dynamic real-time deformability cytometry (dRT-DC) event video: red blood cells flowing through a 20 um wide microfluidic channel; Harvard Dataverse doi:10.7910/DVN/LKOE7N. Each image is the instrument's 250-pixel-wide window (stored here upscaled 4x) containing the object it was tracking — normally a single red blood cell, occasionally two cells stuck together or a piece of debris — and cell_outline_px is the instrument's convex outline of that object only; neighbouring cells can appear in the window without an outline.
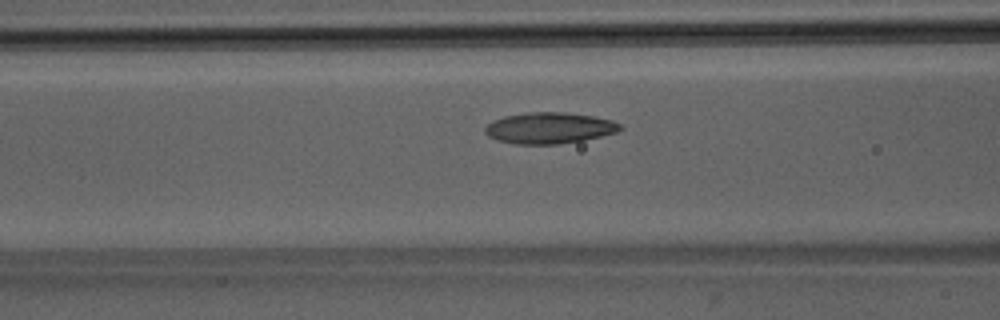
{"species": "Egyptian fruit bat (a non-hibernating species)", "species_latin": "Rousettus aegyptiacus", "temperature_condition": "room temperature", "stored_images_in_passage": 41, "camera_frame_rate_fps": 3000, "um_per_image_px": 0.085, "animal": {"sex": "male"}, "frame": {"image": 1, "passage_image": 11, "time_ms": 3.333, "image_size_px": [1000, 320], "cell_outline_px": [[624, 128], [616, 132], [600, 136], [580, 140], [556, 144], [516, 144], [496, 140], [488, 136], [484, 132], [484, 128], [492, 120], [504, 116], [528, 112], [564, 112], [592, 116], [612, 120], [620, 124]], "centroid_in_image_um": [46.65, 10.87], "position_along_channel_um": 119.9, "area_um2": 24.45}}
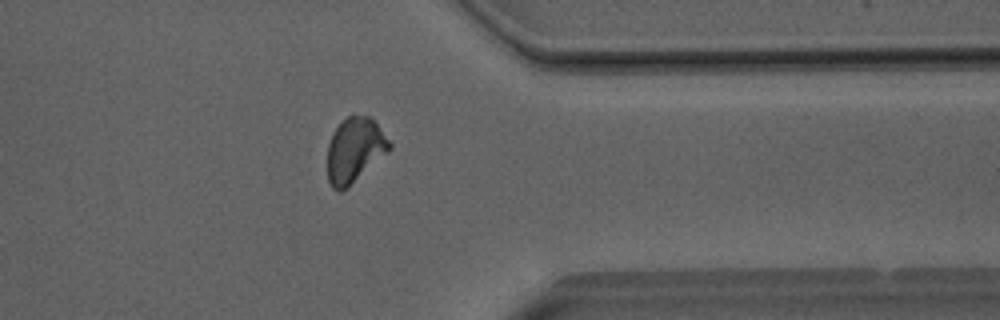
{"frame": {"image": 2, "passage_image": 31, "time_ms": 10.0, "image_size_px": [1000, 320], "cell_outline_px": [[392, 148], [388, 152], [348, 188], [340, 192], [332, 188], [328, 180], [328, 144], [332, 132], [348, 116], [368, 116], [376, 124], [392, 144]], "centroid_in_image_um": [30.14, 12.8], "position_along_channel_um": 381.3, "area_um2": 23.24}}
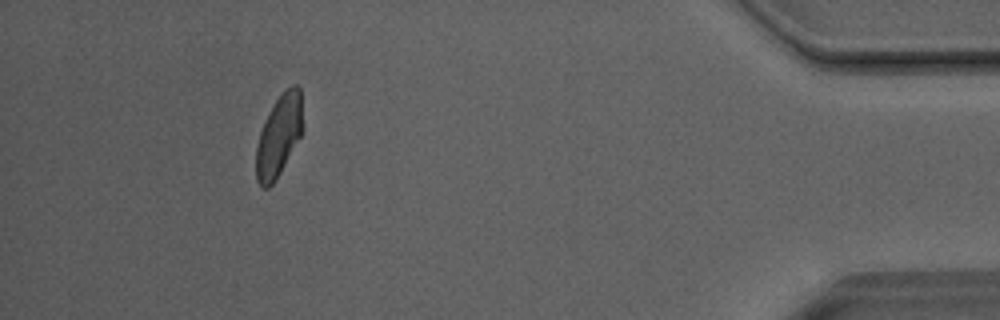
{"frame": {"image": 3, "passage_image": 37, "time_ms": 12.0, "image_size_px": [1000, 320], "cell_outline_px": [[300, 136], [276, 180], [268, 188], [264, 188], [256, 180], [256, 148], [260, 132], [268, 112], [284, 88], [292, 84], [296, 84], [300, 88]], "centroid_in_image_um": [23.66, 11.54], "position_along_channel_um": 411.5, "area_um2": 21.56}, "authors_computed_cell_mechanics": {"area_um2": 23.2934, "velocity_mm_per_s": 4.0441, "shape_relaxation_time_tau1_ms": 5.6325, "shape_relaxation_time_tau2_ms": 2.1737, "deformation_change_tau1": 0.1619, "deformation_change_tau2": 0.0855}}